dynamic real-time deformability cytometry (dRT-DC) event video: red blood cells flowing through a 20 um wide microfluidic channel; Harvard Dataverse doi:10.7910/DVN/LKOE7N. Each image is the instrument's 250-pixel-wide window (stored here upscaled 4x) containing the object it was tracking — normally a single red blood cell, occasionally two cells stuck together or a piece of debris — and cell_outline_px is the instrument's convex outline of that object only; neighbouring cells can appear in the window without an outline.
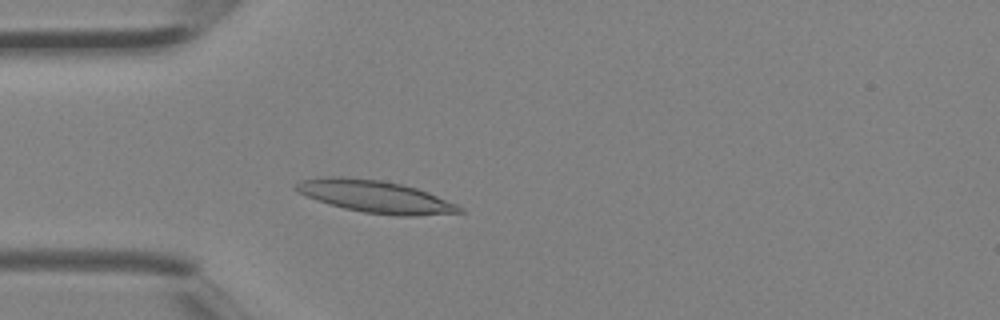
{"species": "Egyptian fruit bat (a non-hibernating species)", "species_latin": "Rousettus aegyptiacus", "temperature_condition": "room temperature", "stored_images_in_passage": 2, "camera_frame_rate_fps": 3000, "um_per_image_px": 0.085, "animal": {"sex": "female"}, "frame": {"image": 1, "passage_image": 2, "time_ms": 0.333, "image_size_px": [1000, 320], "cell_outline_px": [[464, 212], [416, 216], [400, 216], [364, 212], [344, 208], [308, 196], [300, 192], [296, 188], [296, 184], [300, 180], [324, 176], [344, 176], [380, 180], [400, 184], [416, 188], [428, 192], [456, 204], [464, 208]], "centroid_in_image_um": [31.95, 16.7], "position_along_channel_um": 53.1, "area_um2": 30.35}}